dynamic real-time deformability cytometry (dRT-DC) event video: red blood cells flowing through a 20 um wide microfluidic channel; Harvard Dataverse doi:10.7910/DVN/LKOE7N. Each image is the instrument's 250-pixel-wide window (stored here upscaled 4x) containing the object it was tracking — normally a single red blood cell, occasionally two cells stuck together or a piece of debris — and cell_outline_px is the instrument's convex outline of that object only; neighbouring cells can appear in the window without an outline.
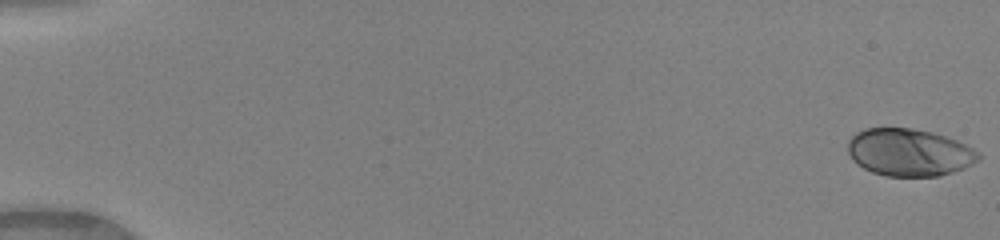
{"species": "human", "species_latin": "Homo sapiens", "temperature_condition": "warm", "stored_images_in_passage": 50, "camera_frame_rate_fps": 3000, "um_per_image_px": 0.085, "donor": {"sex": "female"}, "frame": {"image": 1, "passage_image": 1, "time_ms": 0.0, "image_size_px": [1000, 240], "cell_outline_px": [[980, 160], [964, 168], [940, 176], [884, 176], [872, 172], [856, 164], [852, 160], [848, 152], [848, 140], [856, 132], [864, 128], [912, 128], [932, 132], [956, 140], [980, 152]], "centroid_in_image_um": [77.27, 12.95], "position_along_channel_um": 7.7, "area_um2": 36.24}}
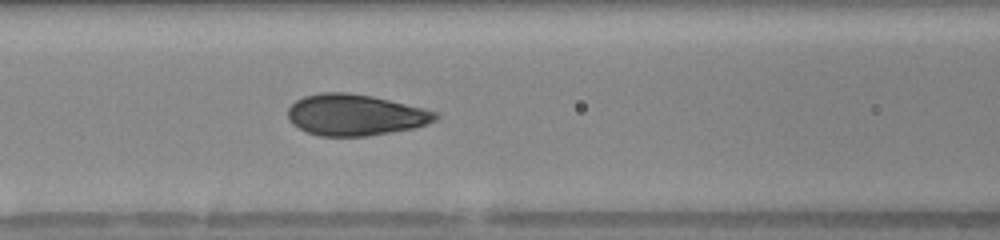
{"frame": {"image": 2, "passage_image": 23, "time_ms": 7.333, "image_size_px": [1000, 240], "cell_outline_px": [[440, 116], [436, 120], [428, 124], [416, 128], [368, 136], [320, 136], [308, 132], [292, 124], [288, 120], [288, 108], [296, 100], [304, 96], [320, 92], [344, 92], [372, 96], [424, 108], [440, 112]], "centroid_in_image_um": [30.23, 9.77], "position_along_channel_um": 136.4, "area_um2": 35.72}}
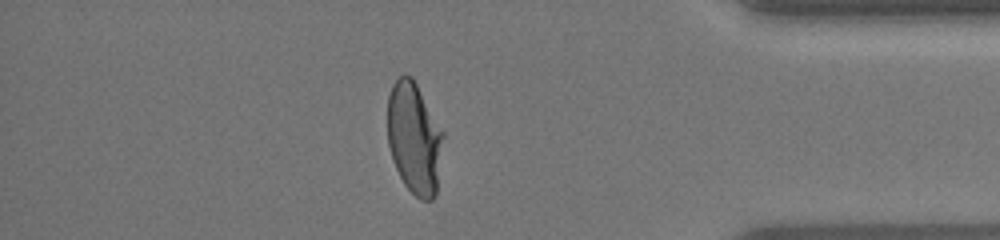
{"frame": {"image": 3, "passage_image": 44, "time_ms": 14.333, "image_size_px": [1000, 240], "cell_outline_px": [[444, 136], [436, 192], [432, 200], [420, 200], [404, 184], [396, 168], [388, 144], [388, 96], [392, 84], [400, 76], [412, 76], [444, 132]], "centroid_in_image_um": [35.22, 11.74], "position_along_channel_um": 400.0, "area_um2": 36.01}, "authors_computed_cell_mechanics": {"area_um2": 35.8938, "velocity_mm_per_s": 4.1108, "shape_relaxation_time_tau1_ms": 4.6365, "shape_relaxation_time_tau2_ms": null, "deformation_change_tau1": 0.1983, "deformation_change_tau2": null}}